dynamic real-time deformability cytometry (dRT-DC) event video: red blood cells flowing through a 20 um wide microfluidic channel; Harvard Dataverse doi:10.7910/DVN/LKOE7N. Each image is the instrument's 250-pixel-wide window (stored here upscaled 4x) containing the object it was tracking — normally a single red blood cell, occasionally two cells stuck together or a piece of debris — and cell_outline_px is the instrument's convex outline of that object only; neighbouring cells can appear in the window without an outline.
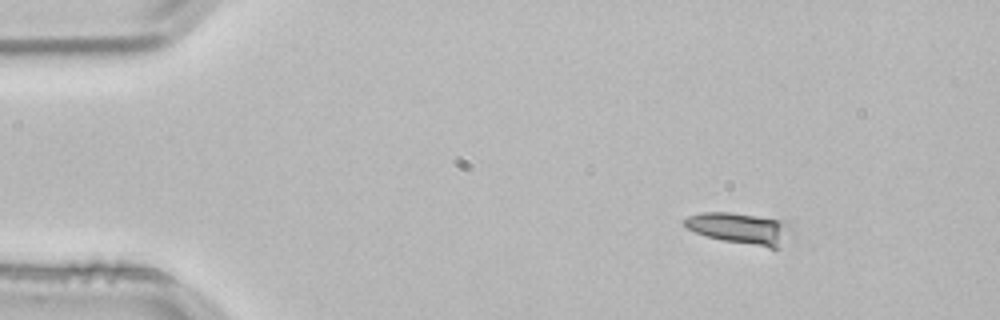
{"species": "common noctule bat (a hibernating species)", "species_latin": "Nyctalus noctula", "temperature_condition": "room temperature", "stored_images_in_passage": 3, "camera_frame_rate_fps": 3000, "um_per_image_px": 0.085, "animal": {"sex": "male", "body_mass_g": 21.5, "forearm_length_mm": 52.0}, "frame": {"image": 1, "passage_image": 1, "time_ms": 0.0, "image_size_px": [1000, 320], "cell_outline_px": [[792, 232], [776, 248], [768, 248], [724, 240], [708, 236], [696, 232], [688, 228], [680, 220], [688, 216], [700, 212], [728, 212], [788, 220], [792, 228]], "centroid_in_image_um": [62.93, 19.38], "position_along_channel_um": 22.1, "area_um2": 19.54}}
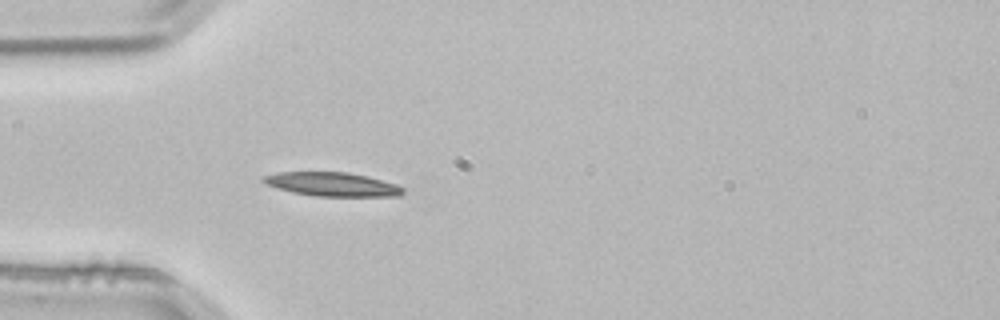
{"frame": {"image": 2, "passage_image": 3, "time_ms": 0.667, "image_size_px": [1000, 320], "cell_outline_px": [[404, 196], [316, 196], [292, 192], [276, 188], [264, 184], [260, 180], [264, 176], [276, 172], [348, 172], [368, 176], [396, 184], [404, 188]], "centroid_in_image_um": [28.23, 15.66], "position_along_channel_um": 56.8, "area_um2": 19.59}}